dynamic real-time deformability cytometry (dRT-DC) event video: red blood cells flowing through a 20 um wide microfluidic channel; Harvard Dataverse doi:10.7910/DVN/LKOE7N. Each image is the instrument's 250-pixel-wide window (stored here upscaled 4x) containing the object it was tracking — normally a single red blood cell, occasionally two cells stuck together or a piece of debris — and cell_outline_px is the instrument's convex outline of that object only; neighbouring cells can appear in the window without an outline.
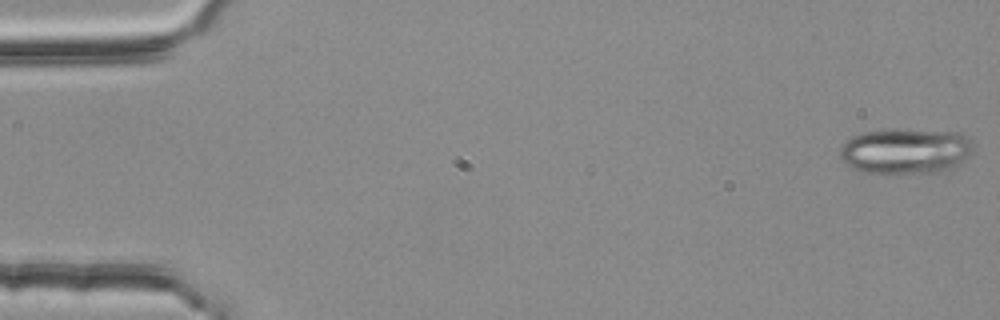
{"species": "common noctule bat (a hibernating species)", "species_latin": "Nyctalus noctula", "temperature_condition": "room temperature", "stored_images_in_passage": 54, "camera_frame_rate_fps": 3000, "um_per_image_px": 0.085, "animal": {"sex": "female", "body_mass_g": 25.1}, "frame": {"image": 1, "passage_image": 1, "time_ms": 0.0, "image_size_px": [1000, 320], "cell_outline_px": [[972, 152], [964, 160], [952, 168], [944, 172], [884, 176], [860, 172], [852, 168], [840, 156], [840, 144], [852, 136], [864, 132], [960, 132], [968, 136], [972, 140]], "centroid_in_image_um": [76.96, 12.94], "position_along_channel_um": 8.0, "area_um2": 35.49}}
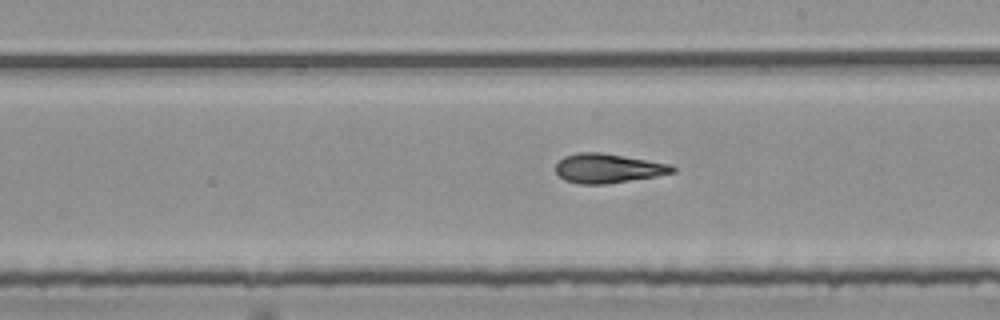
{"frame": {"image": 2, "passage_image": 31, "time_ms": 10.0, "image_size_px": [1000, 320], "cell_outline_px": [[676, 172], [656, 176], [608, 184], [580, 184], [564, 180], [556, 172], [556, 164], [564, 156], [576, 152], [600, 152], [672, 164], [676, 168]], "centroid_in_image_um": [51.69, 14.31], "position_along_channel_um": 237.3, "area_um2": 20.06}}
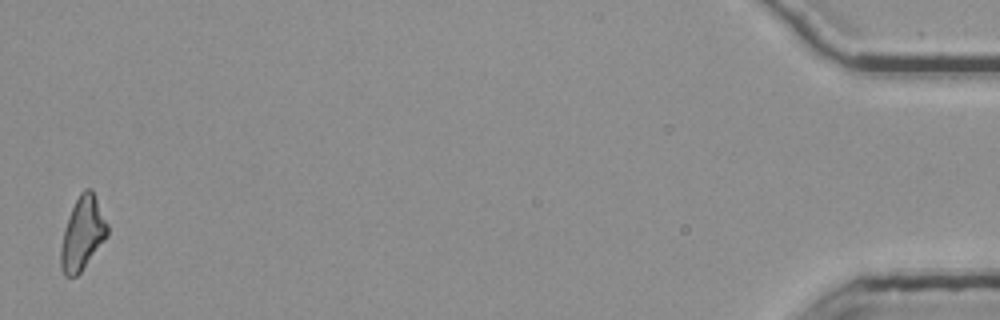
{"frame": {"image": 3, "passage_image": 54, "time_ms": 17.667, "image_size_px": [1000, 320], "cell_outline_px": [[108, 236], [80, 272], [76, 276], [64, 276], [60, 268], [60, 248], [64, 228], [68, 216], [80, 192], [84, 188], [92, 188], [108, 224]], "centroid_in_image_um": [7.01, 19.84], "position_along_channel_um": 428.2, "area_um2": 19.94}, "authors_computed_cell_mechanics": {"area_um2": 20.1144, "velocity_mm_per_s": 3.7591, "shape_relaxation_time_tau1_ms": null, "shape_relaxation_time_tau2_ms": 7.0132, "deformation_change_tau1": null, "deformation_change_tau2": 0.1576}}